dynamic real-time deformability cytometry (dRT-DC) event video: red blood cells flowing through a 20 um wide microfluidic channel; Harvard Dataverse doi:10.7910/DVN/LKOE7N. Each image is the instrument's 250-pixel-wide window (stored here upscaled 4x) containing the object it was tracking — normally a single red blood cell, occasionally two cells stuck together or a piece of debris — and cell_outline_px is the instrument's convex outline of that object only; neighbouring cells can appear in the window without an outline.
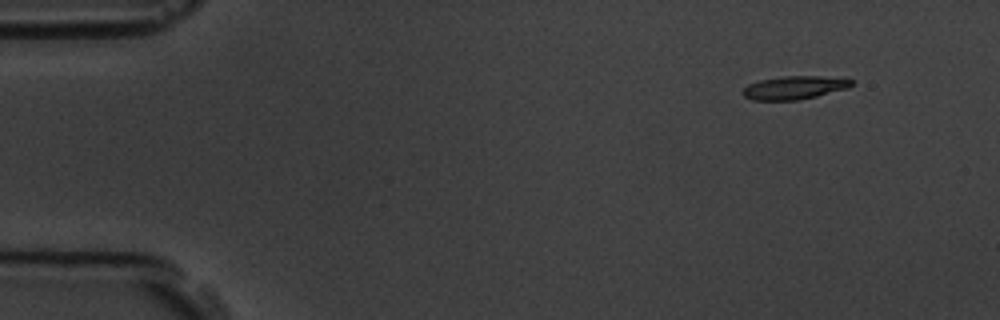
{"species": "common noctule bat (a hibernating species)", "species_latin": "Nyctalus noctula", "temperature_condition": "room temperature", "stored_images_in_passage": 4, "camera_frame_rate_fps": 3000, "um_per_image_px": 0.085, "animal": {"sex": "male", "body_mass_g": 19.5, "forearm_length_mm": 54.6}, "frame": {"image": 1, "passage_image": 1, "time_ms": 0.0, "image_size_px": [1000, 320], "cell_outline_px": [[856, 80], [848, 88], [816, 96], [796, 100], [752, 100], [744, 96], [744, 88], [748, 84], [760, 80], [784, 76], [820, 76]], "centroid_in_image_um": [67.53, 7.44], "position_along_channel_um": 17.5, "area_um2": 14.57}}
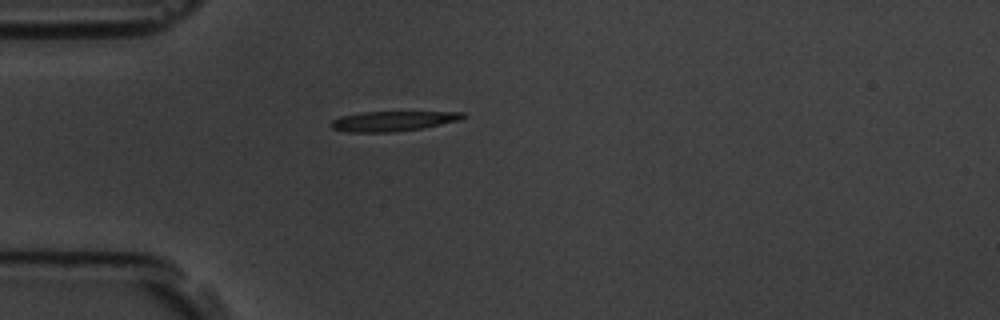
{"frame": {"image": 2, "passage_image": 4, "time_ms": 3.333, "image_size_px": [1000, 320], "cell_outline_px": [[468, 116], [460, 120], [424, 128], [392, 132], [348, 132], [332, 128], [328, 124], [332, 120], [340, 116], [364, 112], [464, 112]], "centroid_in_image_um": [33.4, 10.29], "position_along_channel_um": 51.6, "area_um2": 15.43}}